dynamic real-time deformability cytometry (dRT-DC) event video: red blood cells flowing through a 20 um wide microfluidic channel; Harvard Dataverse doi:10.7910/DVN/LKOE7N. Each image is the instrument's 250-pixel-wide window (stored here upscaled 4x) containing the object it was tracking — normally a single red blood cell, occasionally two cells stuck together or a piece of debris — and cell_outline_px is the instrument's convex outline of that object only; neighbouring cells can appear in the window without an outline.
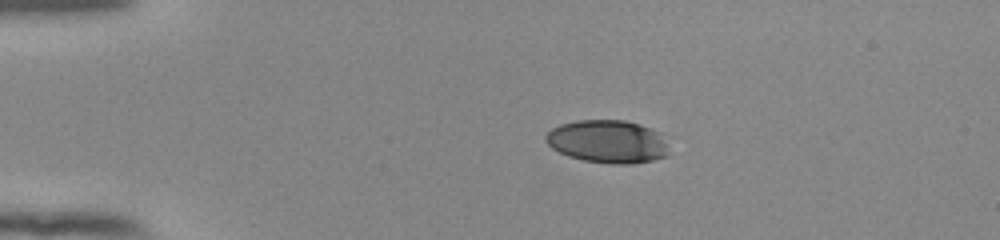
{"species": "human", "species_latin": "Homo sapiens", "temperature_condition": "room temperature", "stored_images_in_passage": 43, "camera_frame_rate_fps": 3000, "um_per_image_px": 0.085, "donor": {"sex": "female"}, "frame": {"image": 1, "passage_image": 1, "time_ms": 0.0, "image_size_px": [1000, 240], "cell_outline_px": [[668, 156], [652, 160], [632, 164], [612, 164], [584, 160], [568, 156], [552, 148], [544, 140], [544, 136], [552, 128], [560, 124], [576, 120], [624, 120], [640, 124], [660, 132]], "centroid_in_image_um": [51.61, 12.03], "position_along_channel_um": 33.4, "area_um2": 30.75}}
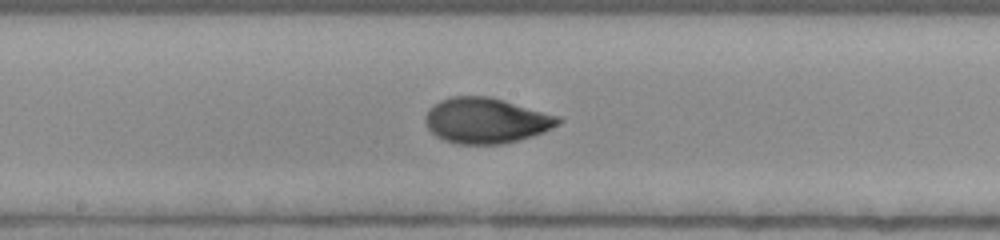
{"frame": {"image": 2, "passage_image": 19, "time_ms": 6.0, "image_size_px": [1000, 240], "cell_outline_px": [[564, 120], [560, 124], [544, 132], [520, 140], [500, 144], [456, 144], [444, 140], [436, 136], [428, 128], [424, 120], [424, 116], [428, 108], [440, 100], [452, 96], [492, 96], [560, 116]], "centroid_in_image_um": [41.33, 10.24], "position_along_channel_um": 206.9, "area_um2": 35.72}}
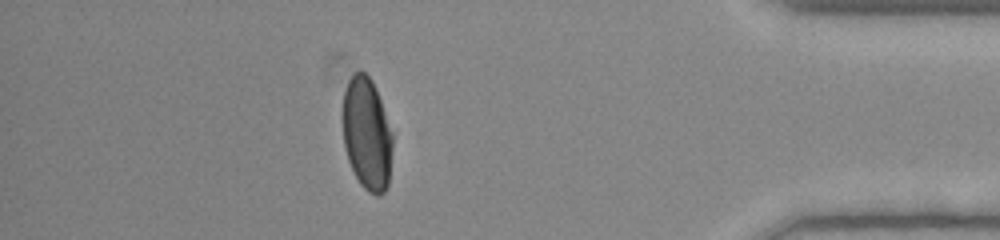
{"frame": {"image": 3, "passage_image": 37, "time_ms": 12.0, "image_size_px": [1000, 240], "cell_outline_px": [[392, 148], [388, 184], [384, 192], [380, 196], [376, 196], [368, 192], [360, 184], [348, 160], [344, 144], [344, 92], [348, 80], [356, 72], [364, 72], [372, 80], [376, 88], [392, 132]], "centroid_in_image_um": [31.2, 11.41], "position_along_channel_um": 404.0, "area_um2": 32.31}, "authors_computed_cell_mechanics": {"area_um2": 34.391, "velocity_mm_per_s": 3.9042, "shape_relaxation_time_tau1_ms": 6.383, "shape_relaxation_time_tau2_ms": 0.8794, "deformation_change_tau1": 0.2076, "deformation_change_tau2": 0.0467}}